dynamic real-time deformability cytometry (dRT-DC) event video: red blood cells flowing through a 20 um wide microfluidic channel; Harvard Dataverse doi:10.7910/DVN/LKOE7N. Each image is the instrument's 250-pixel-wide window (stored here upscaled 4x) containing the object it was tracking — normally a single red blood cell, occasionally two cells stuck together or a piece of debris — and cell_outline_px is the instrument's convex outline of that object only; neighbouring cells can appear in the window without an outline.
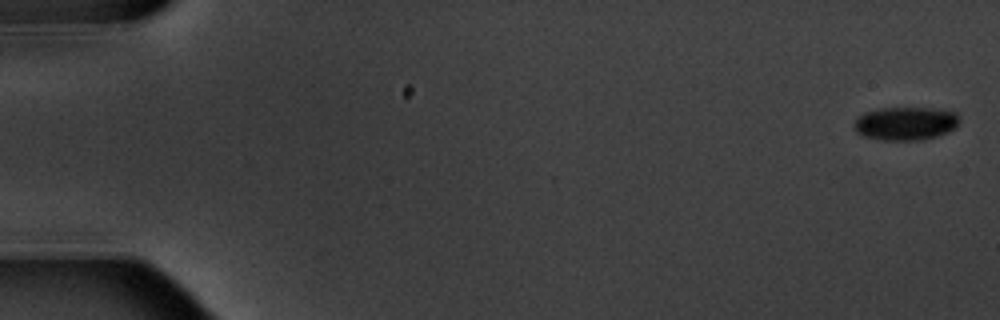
{"species": "common noctule bat (a hibernating species)", "species_latin": "Nyctalus noctula", "temperature_condition": "warm", "stored_images_in_passage": 6, "camera_frame_rate_fps": 3000, "um_per_image_px": 0.085, "animal": {"sex": "male", "body_mass_g": 20.1, "forearm_length_mm": 53.5}, "frame": {"image": 1, "passage_image": 1, "time_ms": 0.0, "image_size_px": [1000, 320], "cell_outline_px": [[960, 120], [956, 128], [948, 132], [936, 136], [920, 140], [880, 140], [860, 136], [852, 128], [852, 124], [864, 112], [884, 108], [932, 108], [956, 112], [960, 116]], "centroid_in_image_um": [76.96, 10.5], "position_along_channel_um": 8.0, "area_um2": 20.75}}
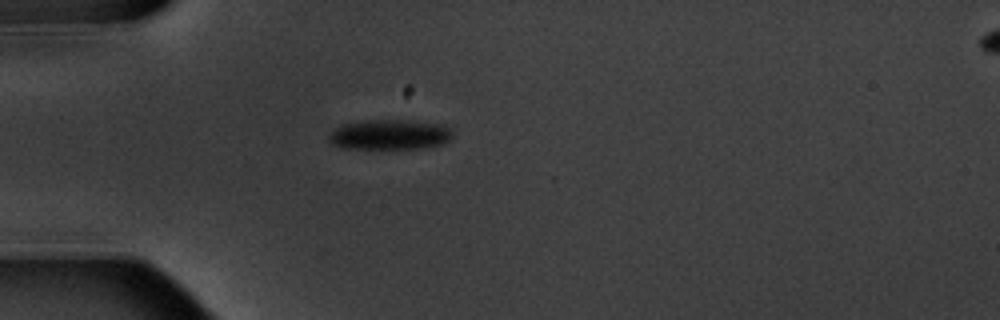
{"frame": {"image": 2, "passage_image": 5, "time_ms": 5.333, "image_size_px": [1000, 320], "cell_outline_px": [[452, 140], [444, 144], [428, 148], [396, 152], [340, 148], [332, 144], [328, 140], [328, 136], [336, 128], [344, 124], [368, 120], [400, 120], [444, 124], [452, 132]], "centroid_in_image_um": [33.16, 11.52], "position_along_channel_um": 51.8, "area_um2": 23.0}}